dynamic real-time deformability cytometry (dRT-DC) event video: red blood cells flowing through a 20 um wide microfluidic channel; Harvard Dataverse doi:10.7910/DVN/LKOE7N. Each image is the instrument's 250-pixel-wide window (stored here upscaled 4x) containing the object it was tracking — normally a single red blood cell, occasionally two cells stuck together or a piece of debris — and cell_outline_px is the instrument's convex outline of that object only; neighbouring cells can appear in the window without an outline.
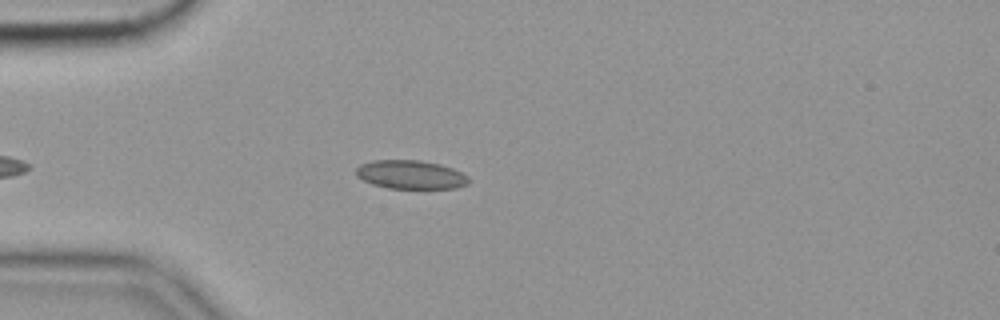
{"species": "common noctule bat (a hibernating species)", "species_latin": "Nyctalus noctula", "temperature_condition": "cold", "stored_images_in_passage": 34, "camera_frame_rate_fps": 3000, "um_per_image_px": 0.085, "animal": {"sex": "female", "body_mass_g": 19.9}, "frame": {"image": 1, "passage_image": 6, "time_ms": 1.667, "image_size_px": [1000, 320], "cell_outline_px": [[468, 184], [456, 188], [388, 188], [372, 184], [356, 176], [356, 168], [360, 164], [372, 160], [420, 160], [440, 164], [452, 168], [468, 176]], "centroid_in_image_um": [34.89, 14.84], "position_along_channel_um": 50.1, "area_um2": 18.79}}